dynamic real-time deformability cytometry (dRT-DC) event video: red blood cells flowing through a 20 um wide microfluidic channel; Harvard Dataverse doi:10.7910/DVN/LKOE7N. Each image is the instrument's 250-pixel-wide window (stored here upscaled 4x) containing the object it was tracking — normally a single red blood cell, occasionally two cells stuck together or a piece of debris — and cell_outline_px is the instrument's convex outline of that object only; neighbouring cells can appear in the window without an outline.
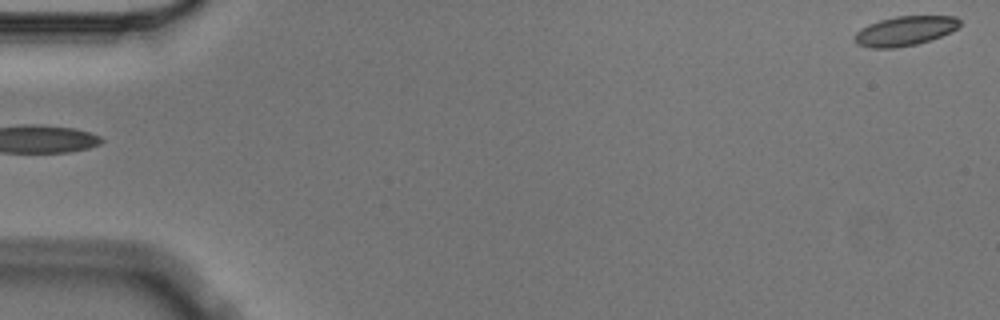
{"species": "Egyptian fruit bat (a non-hibernating species)", "species_latin": "Rousettus aegyptiacus", "temperature_condition": "cold", "stored_images_in_passage": 5, "segment_of_instrument_passage": [2, 2], "camera_frame_rate_fps": 3000, "um_per_image_px": 0.085, "animal": {"sex": "male"}, "frame": {"image": 1, "passage_image": 5, "time_ms": 1.333, "image_size_px": [1000, 320], "cell_outline_px": [[960, 24], [956, 28], [940, 36], [916, 44], [896, 48], [872, 48], [856, 44], [852, 40], [852, 36], [860, 28], [868, 24], [880, 20], [896, 16], [956, 16], [960, 20]], "centroid_in_image_um": [76.84, 2.63], "position_along_channel_um": 8.2, "area_um2": 18.09}}